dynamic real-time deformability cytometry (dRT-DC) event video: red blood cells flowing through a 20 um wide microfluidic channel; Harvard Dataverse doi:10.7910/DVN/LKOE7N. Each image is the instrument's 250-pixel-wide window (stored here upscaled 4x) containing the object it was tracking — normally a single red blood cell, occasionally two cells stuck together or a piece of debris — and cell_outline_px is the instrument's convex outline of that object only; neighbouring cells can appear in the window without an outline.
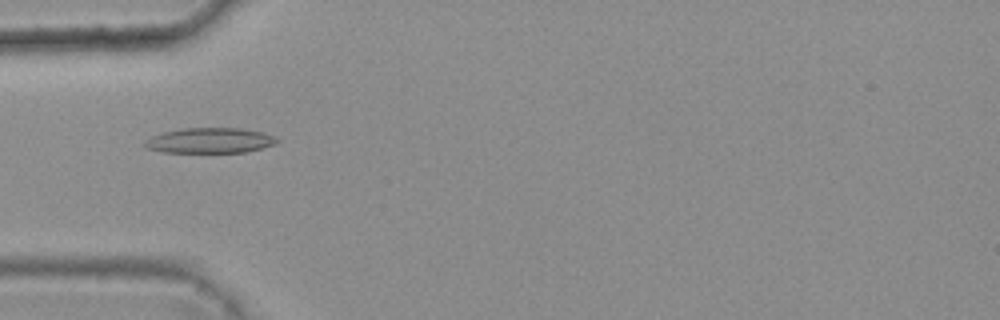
{"species": "common noctule bat (a hibernating species)", "species_latin": "Nyctalus noctula", "temperature_condition": "warm", "stored_images_in_passage": 7, "camera_frame_rate_fps": 3000, "um_per_image_px": 0.085, "animal": {"sex": "female", "body_mass_g": 25.1}, "frame": {"image": 1, "passage_image": 5, "time_ms": 1.333, "image_size_px": [1000, 320], "cell_outline_px": [[280, 140], [276, 144], [244, 152], [160, 152], [144, 148], [144, 140], [152, 136], [164, 132], [184, 128], [240, 128], [260, 132], [276, 136]], "centroid_in_image_um": [17.82, 11.94], "position_along_channel_um": 67.2, "area_um2": 19.48}}
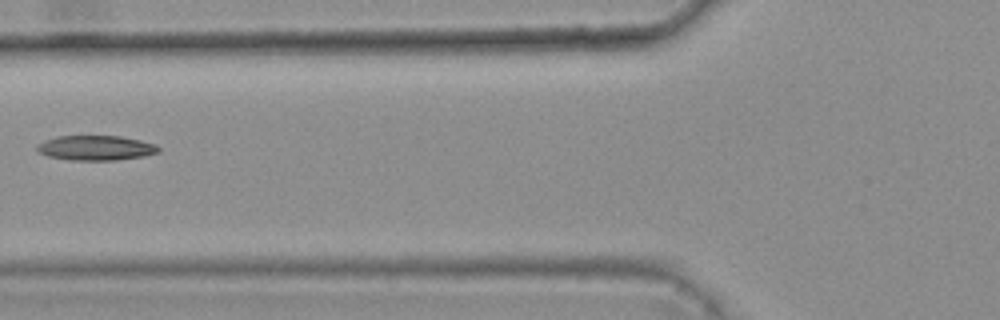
{"frame": {"image": 2, "passage_image": 6, "time_ms": 1.667, "image_size_px": [1000, 320], "cell_outline_px": [[160, 152], [144, 156], [116, 160], [68, 160], [48, 156], [36, 152], [36, 144], [44, 140], [56, 136], [120, 136], [140, 140], [156, 144], [160, 148]], "centroid_in_image_um": [8.12, 12.57], "position_along_channel_um": 117.7, "area_um2": 17.8}}
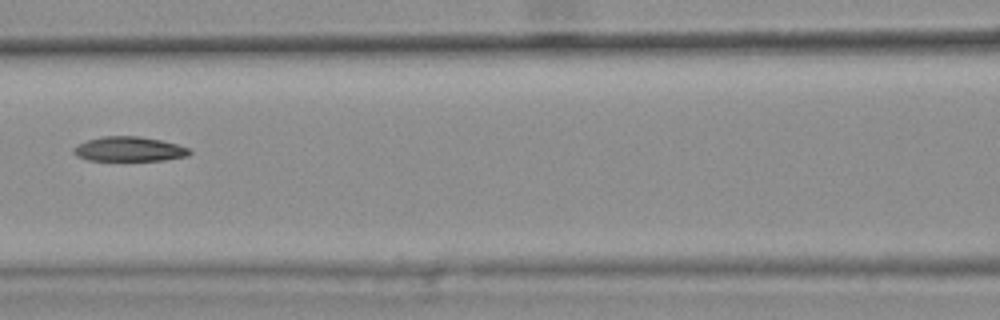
{"frame": {"image": 3, "passage_image": 7, "time_ms": 2.0, "image_size_px": [1000, 320], "cell_outline_px": [[192, 152], [188, 156], [164, 160], [88, 160], [76, 156], [72, 152], [72, 148], [76, 144], [88, 140], [104, 136], [140, 136], [160, 140], [176, 144], [188, 148]], "centroid_in_image_um": [10.94, 12.67], "position_along_channel_um": 155.7, "area_um2": 16.65}}